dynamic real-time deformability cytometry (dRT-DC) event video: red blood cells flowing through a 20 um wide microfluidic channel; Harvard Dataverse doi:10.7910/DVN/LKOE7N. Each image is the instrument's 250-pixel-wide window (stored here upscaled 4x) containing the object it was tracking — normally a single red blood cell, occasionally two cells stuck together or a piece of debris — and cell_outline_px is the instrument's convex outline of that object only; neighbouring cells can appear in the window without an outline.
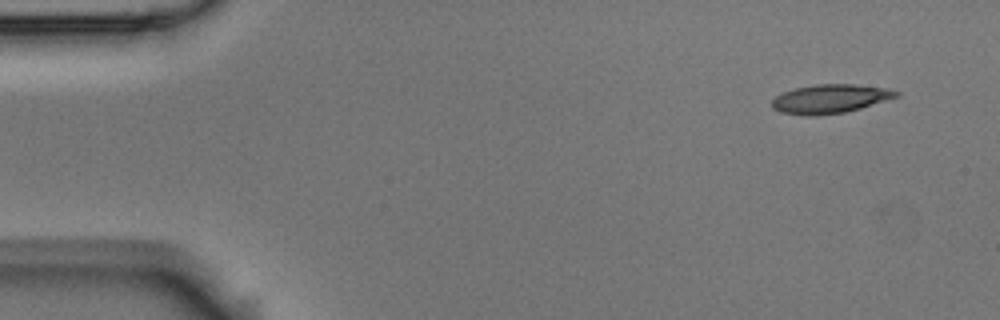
{"species": "Egyptian fruit bat (a non-hibernating species)", "species_latin": "Rousettus aegyptiacus", "temperature_condition": "room temperature", "stored_images_in_passage": 7, "camera_frame_rate_fps": 3000, "um_per_image_px": 0.085, "animal": {"sex": "male"}, "frame": {"image": 1, "passage_image": 1, "time_ms": 0.0, "image_size_px": [1000, 320], "cell_outline_px": [[900, 96], [860, 108], [844, 112], [812, 116], [808, 116], [780, 112], [772, 108], [772, 100], [776, 96], [784, 92], [796, 88], [816, 84], [856, 84], [888, 88], [900, 92]], "centroid_in_image_um": [70.58, 8.39], "position_along_channel_um": 14.4, "area_um2": 20.87}}
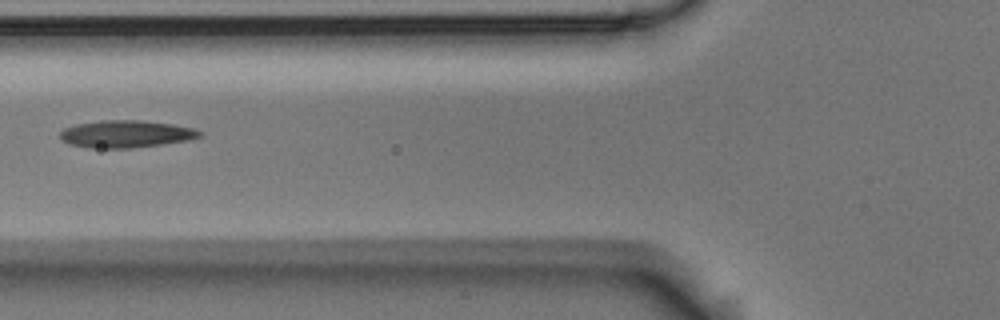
{"frame": {"image": 2, "passage_image": 5, "time_ms": 1.333, "image_size_px": [1000, 320], "cell_outline_px": [[204, 132], [200, 136], [188, 140], [160, 144], [128, 148], [92, 148], [72, 144], [64, 140], [60, 136], [60, 132], [64, 128], [76, 124], [104, 120], [140, 120], [172, 124], [196, 128]], "centroid_in_image_um": [10.75, 11.37], "position_along_channel_um": 115.1, "area_um2": 21.96}}
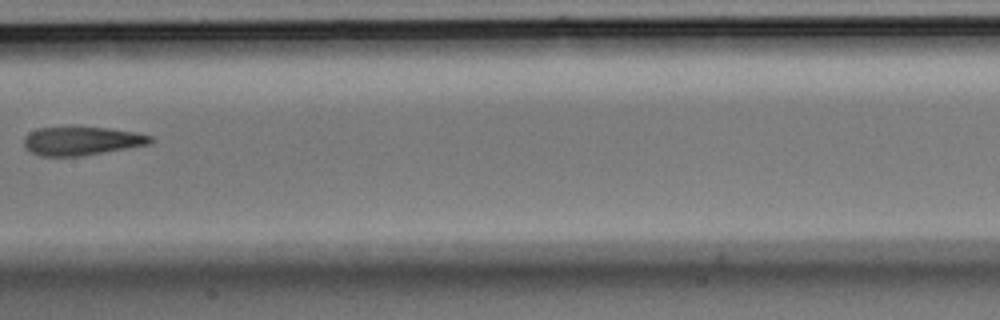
{"frame": {"image": 3, "passage_image": 7, "time_ms": 2.0, "image_size_px": [1000, 320], "cell_outline_px": [[152, 140], [148, 144], [80, 156], [40, 156], [24, 148], [24, 136], [40, 128], [108, 128], [136, 132], [152, 136]], "centroid_in_image_um": [6.92, 11.99], "position_along_channel_um": 200.5, "area_um2": 20.52}}